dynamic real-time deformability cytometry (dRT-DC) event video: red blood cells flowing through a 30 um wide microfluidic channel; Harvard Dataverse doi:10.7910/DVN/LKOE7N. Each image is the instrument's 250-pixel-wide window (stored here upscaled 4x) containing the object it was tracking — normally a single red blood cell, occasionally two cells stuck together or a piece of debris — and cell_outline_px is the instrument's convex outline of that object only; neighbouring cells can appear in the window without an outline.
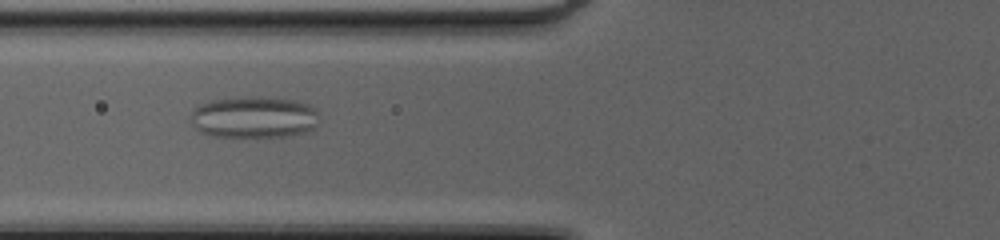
{"species": "common noctule bat (a hibernating species)", "species_latin": "Nyctalus noctula", "temperature_condition": "cold", "stored_images_in_passage": 57, "camera_frame_rate_fps": 3000, "um_per_image_px": 0.085, "animal": {"sex": "female", "body_mass_g": 20.0, "forearm_length_mm": 54.0}, "frame": {"image": 1, "passage_image": 25, "time_ms": 8.0, "image_size_px": [1000, 240], "cell_outline_px": [[316, 124], [312, 128], [304, 132], [284, 136], [216, 136], [204, 132], [196, 128], [192, 124], [192, 112], [200, 104], [212, 100], [252, 96], [276, 96], [296, 100], [308, 104], [316, 112]], "centroid_in_image_um": [21.59, 9.93], "position_along_channel_um": 104.2, "area_um2": 30.81}}
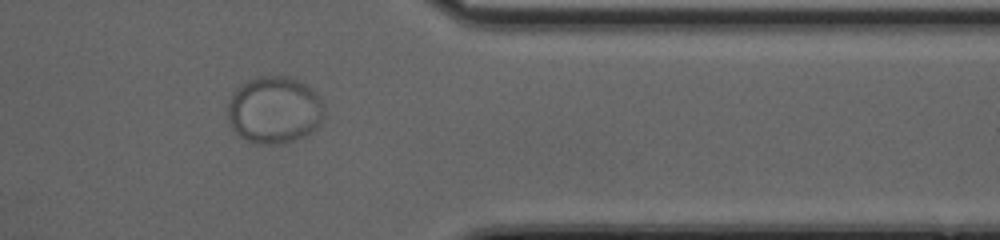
{"frame": {"image": 2, "passage_image": 48, "time_ms": 15.667, "image_size_px": [1000, 240], "cell_outline_px": [[320, 120], [316, 128], [304, 136], [284, 144], [256, 144], [240, 136], [232, 128], [228, 120], [228, 104], [236, 88], [248, 80], [260, 76], [288, 76], [300, 80], [316, 92], [320, 100]], "centroid_in_image_um": [23.28, 9.34], "position_along_channel_um": 388.1, "area_um2": 37.34}}